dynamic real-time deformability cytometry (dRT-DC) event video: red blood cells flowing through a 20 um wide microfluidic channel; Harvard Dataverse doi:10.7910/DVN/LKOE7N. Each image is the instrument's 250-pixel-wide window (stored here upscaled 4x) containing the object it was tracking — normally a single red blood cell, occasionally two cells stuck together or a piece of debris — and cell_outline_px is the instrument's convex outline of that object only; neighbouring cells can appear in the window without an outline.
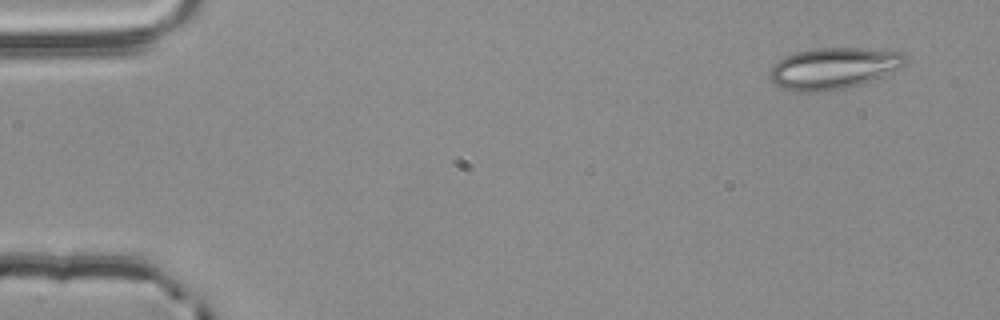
{"species": "common noctule bat (a hibernating species)", "species_latin": "Nyctalus noctula", "temperature_condition": "room temperature", "stored_images_in_passage": 5, "camera_frame_rate_fps": 3000, "um_per_image_px": 0.085, "animal": {"sex": "male", "body_mass_g": 20.4}, "frame": {"image": 1, "passage_image": 1, "time_ms": 0.0, "image_size_px": [1000, 320], "cell_outline_px": [[904, 64], [900, 68], [864, 84], [848, 88], [824, 92], [800, 92], [780, 88], [768, 76], [772, 68], [784, 56], [796, 52], [816, 48], [884, 48], [904, 52]], "centroid_in_image_um": [70.89, 5.81], "position_along_channel_um": 14.1, "area_um2": 33.12}}
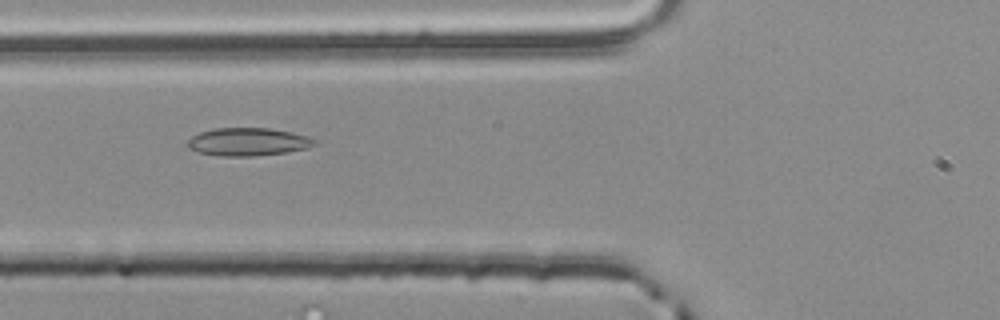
{"frame": {"image": 2, "passage_image": 5, "time_ms": 1.333, "image_size_px": [1000, 320], "cell_outline_px": [[320, 144], [308, 148], [288, 152], [252, 156], [220, 156], [196, 152], [188, 148], [184, 144], [192, 136], [200, 132], [216, 128], [268, 128], [292, 132], [308, 136], [316, 140]], "centroid_in_image_um": [21.09, 12.06], "position_along_channel_um": 104.7, "area_um2": 20.98}}